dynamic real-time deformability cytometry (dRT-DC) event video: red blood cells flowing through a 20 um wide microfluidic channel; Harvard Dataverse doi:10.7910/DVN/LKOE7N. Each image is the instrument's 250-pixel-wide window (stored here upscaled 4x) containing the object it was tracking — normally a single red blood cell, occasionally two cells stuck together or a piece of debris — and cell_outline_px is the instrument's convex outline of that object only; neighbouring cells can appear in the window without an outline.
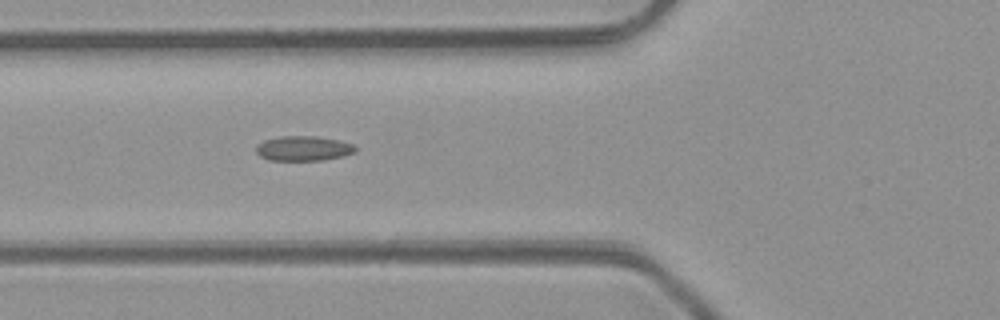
{"species": "common noctule bat (a hibernating species)", "species_latin": "Nyctalus noctula", "temperature_condition": "room temperature", "stored_images_in_passage": 5, "camera_frame_rate_fps": 3000, "um_per_image_px": 0.085, "animal": {"sex": "male", "body_mass_g": 23.1, "forearm_length_mm": 52.7}, "frame": {"image": 1, "passage_image": 5, "time_ms": 5.333, "image_size_px": [1000, 320], "cell_outline_px": [[356, 152], [344, 156], [324, 160], [268, 160], [260, 156], [256, 152], [256, 144], [264, 140], [280, 136], [316, 136], [340, 140], [352, 144], [356, 148]], "centroid_in_image_um": [25.78, 12.61], "position_along_channel_um": 100.0, "area_um2": 14.51}}